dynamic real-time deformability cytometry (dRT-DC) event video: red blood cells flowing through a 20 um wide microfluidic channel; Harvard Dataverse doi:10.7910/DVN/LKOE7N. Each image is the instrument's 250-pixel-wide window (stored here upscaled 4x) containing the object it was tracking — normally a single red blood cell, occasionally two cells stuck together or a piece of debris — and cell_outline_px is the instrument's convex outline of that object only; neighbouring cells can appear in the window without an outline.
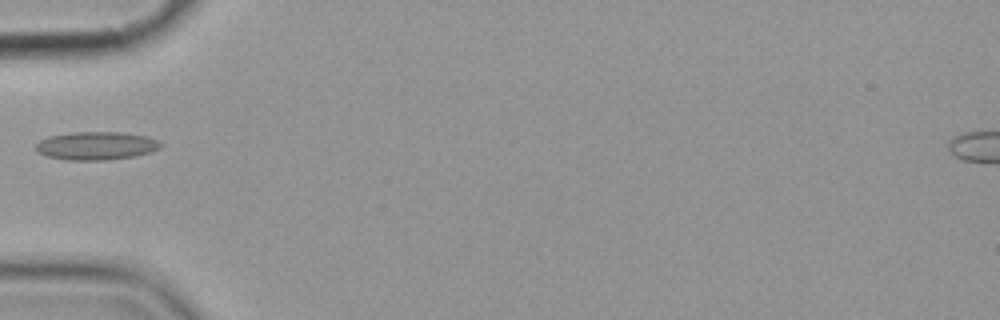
{"species": "common noctule bat (a hibernating species)", "species_latin": "Nyctalus noctula", "temperature_condition": "cold", "stored_images_in_passage": 7, "camera_frame_rate_fps": 3000, "um_per_image_px": 0.085, "animal": {"sex": "female", "body_mass_g": 19.9}, "frame": {"image": 1, "passage_image": 6, "time_ms": 6.333, "image_size_px": [1000, 320], "cell_outline_px": [[164, 144], [160, 148], [136, 156], [108, 160], [68, 160], [48, 156], [40, 152], [36, 148], [36, 144], [40, 140], [48, 136], [72, 132], [124, 132], [148, 136], [160, 140]], "centroid_in_image_um": [8.24, 12.38], "position_along_channel_um": 76.8, "area_um2": 20.63}}
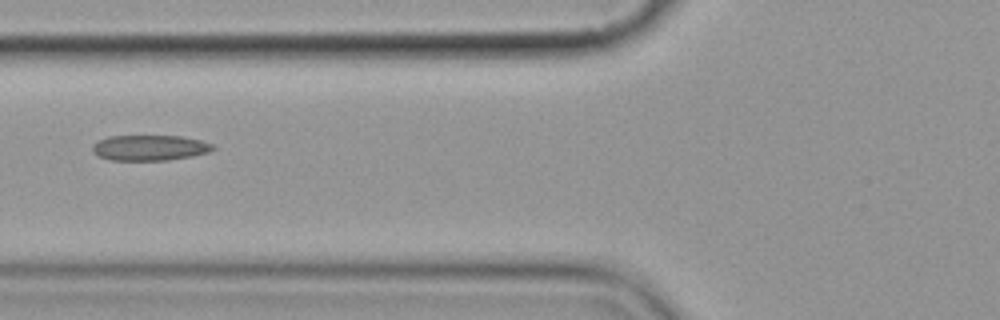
{"frame": {"image": 2, "passage_image": 7, "time_ms": 7.333, "image_size_px": [1000, 320], "cell_outline_px": [[216, 148], [208, 152], [192, 156], [168, 160], [112, 160], [100, 156], [92, 152], [92, 144], [108, 136], [180, 136], [200, 140], [212, 144]], "centroid_in_image_um": [12.72, 12.56], "position_along_channel_um": 113.1, "area_um2": 17.8}}